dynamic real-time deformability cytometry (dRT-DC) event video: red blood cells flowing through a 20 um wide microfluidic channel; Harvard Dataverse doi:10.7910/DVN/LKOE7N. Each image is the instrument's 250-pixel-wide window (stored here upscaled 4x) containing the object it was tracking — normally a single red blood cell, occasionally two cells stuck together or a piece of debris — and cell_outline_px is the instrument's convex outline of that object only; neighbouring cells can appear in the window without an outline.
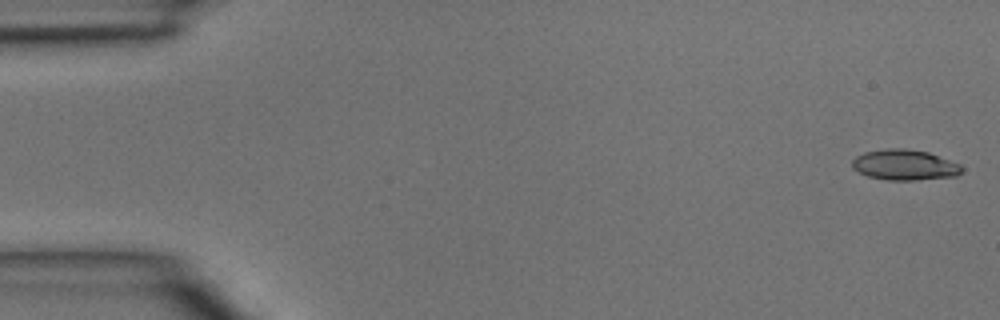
{"species": "common noctule bat (a hibernating species)", "species_latin": "Nyctalus noctula", "temperature_condition": "room temperature", "stored_images_in_passage": 4, "camera_frame_rate_fps": 3000, "um_per_image_px": 0.085, "animal": {"sex": "male", "body_mass_g": 15.6}, "frame": {"image": 1, "passage_image": 1, "time_ms": 0.0, "image_size_px": [1000, 320], "cell_outline_px": [[964, 168], [956, 176], [916, 180], [888, 180], [868, 176], [852, 168], [852, 160], [856, 156], [864, 152], [888, 148], [904, 148], [928, 152], [960, 164]], "centroid_in_image_um": [76.89, 14.01], "position_along_channel_um": 8.1, "area_um2": 19.48}}
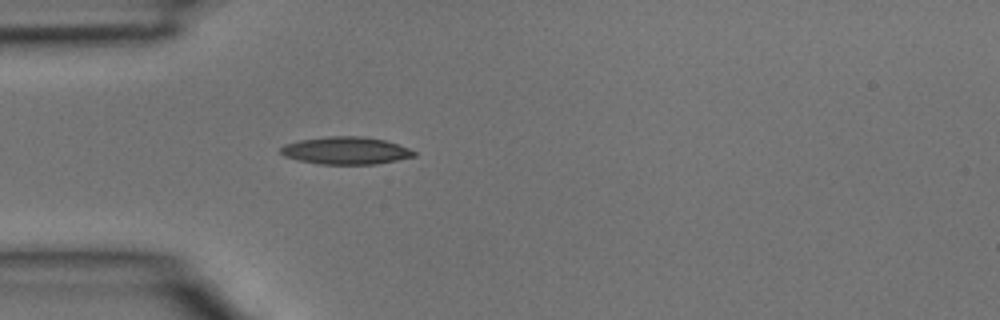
{"frame": {"image": 2, "passage_image": 4, "time_ms": 1.0, "image_size_px": [1000, 320], "cell_outline_px": [[416, 156], [376, 164], [320, 164], [300, 160], [284, 156], [280, 152], [280, 148], [284, 144], [300, 140], [328, 136], [364, 136], [384, 140], [408, 148], [416, 152]], "centroid_in_image_um": [29.39, 12.79], "position_along_channel_um": 55.6, "area_um2": 21.21}}